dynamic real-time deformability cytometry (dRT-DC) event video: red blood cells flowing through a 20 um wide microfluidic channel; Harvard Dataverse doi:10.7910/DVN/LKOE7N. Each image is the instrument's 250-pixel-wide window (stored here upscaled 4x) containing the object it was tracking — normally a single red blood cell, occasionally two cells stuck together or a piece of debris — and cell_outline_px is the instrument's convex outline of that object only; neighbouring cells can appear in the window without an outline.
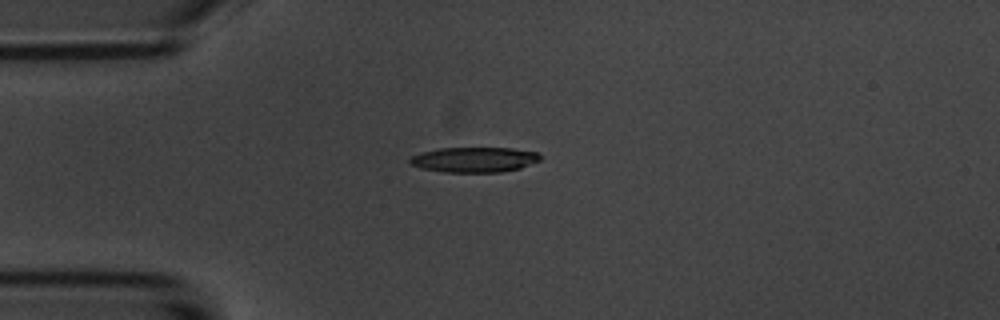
{"species": "common noctule bat (a hibernating species)", "species_latin": "Nyctalus noctula", "temperature_condition": "room temperature", "stored_images_in_passage": 12, "camera_frame_rate_fps": 3000, "um_per_image_px": 0.085, "animal": {"sex": "male", "body_mass_g": 20.1, "forearm_length_mm": 53.5}, "frame": {"image": 1, "passage_image": 1, "time_ms": 0.0, "image_size_px": [1000, 320], "cell_outline_px": [[540, 160], [520, 168], [500, 172], [444, 172], [424, 168], [412, 164], [408, 160], [412, 156], [424, 152], [440, 148], [512, 148], [536, 152], [540, 156]], "centroid_in_image_um": [40.34, 13.57], "position_along_channel_um": 44.7, "area_um2": 18.79}}
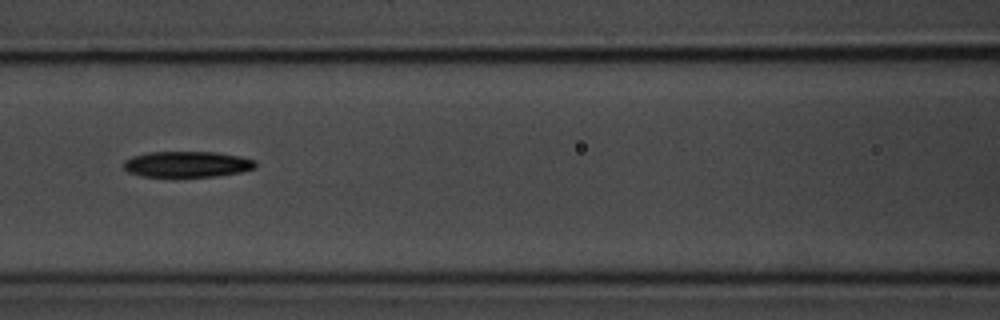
{"frame": {"image": 2, "passage_image": 4, "time_ms": 3.333, "image_size_px": [1000, 320], "cell_outline_px": [[256, 168], [240, 172], [216, 176], [144, 176], [128, 172], [124, 168], [124, 160], [132, 156], [148, 152], [216, 152], [240, 156], [256, 160]], "centroid_in_image_um": [15.92, 13.95], "position_along_channel_um": 150.7, "area_um2": 19.83}}
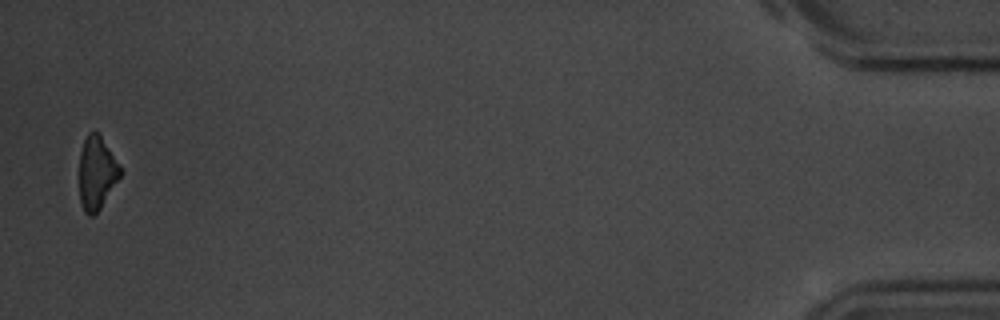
{"frame": {"image": 3, "passage_image": 12, "time_ms": 13.333, "image_size_px": [1000, 320], "cell_outline_px": [[120, 176], [100, 208], [92, 216], [88, 216], [84, 212], [80, 204], [80, 152], [84, 140], [88, 132], [96, 128], [120, 164]], "centroid_in_image_um": [8.21, 14.65], "position_along_channel_um": 427.0, "area_um2": 17.46}, "authors_computed_cell_mechanics": {"area_um2": 19.941, "velocity_mm_per_s": 3.6719, "shape_relaxation_time_tau1_ms": 3.4157, "shape_relaxation_time_tau2_ms": 10.9103, "deformation_change_tau1": 0.1064, "deformation_change_tau2": 0.2746}}